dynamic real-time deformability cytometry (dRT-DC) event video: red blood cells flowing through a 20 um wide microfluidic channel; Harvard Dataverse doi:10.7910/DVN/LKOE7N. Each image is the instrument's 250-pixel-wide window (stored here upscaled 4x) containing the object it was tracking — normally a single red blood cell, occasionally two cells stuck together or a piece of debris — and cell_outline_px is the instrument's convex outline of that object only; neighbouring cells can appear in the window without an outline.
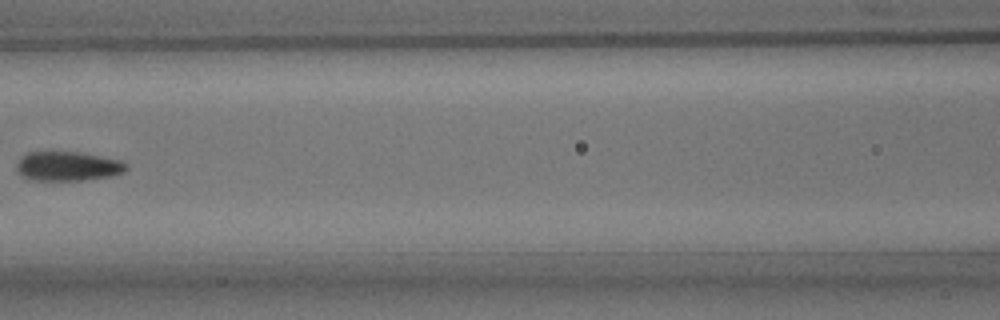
{"species": "common noctule bat (a hibernating species)", "species_latin": "Nyctalus noctula", "temperature_condition": "room temperature", "stored_images_in_passage": 7, "camera_frame_rate_fps": 3000, "um_per_image_px": 0.085, "animal": {"sex": "male", "body_mass_g": 15.6}, "frame": {"image": 1, "passage_image": 6, "time_ms": 6.0, "image_size_px": [1000, 320], "cell_outline_px": [[128, 168], [124, 172], [112, 176], [84, 180], [28, 180], [20, 176], [16, 168], [16, 164], [20, 156], [28, 152], [80, 152], [120, 160], [128, 164]], "centroid_in_image_um": [5.74, 14.13], "position_along_channel_um": 160.9, "area_um2": 19.02}}
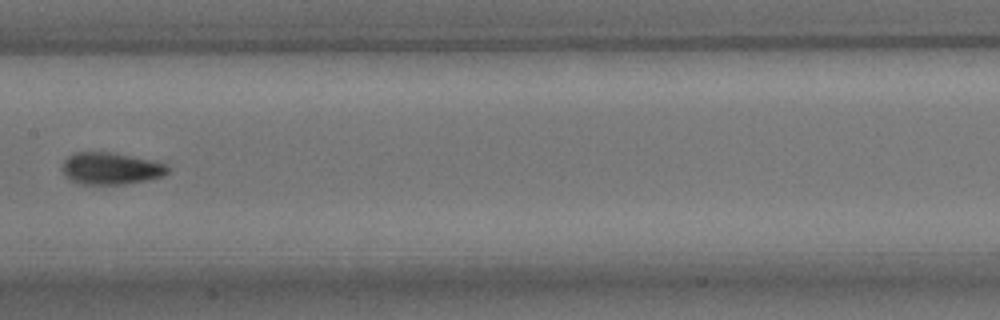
{"frame": {"image": 2, "passage_image": 7, "time_ms": 7.0, "image_size_px": [1000, 320], "cell_outline_px": [[168, 172], [164, 176], [148, 180], [124, 184], [80, 184], [64, 176], [64, 160], [72, 152], [112, 152], [152, 160], [164, 164], [168, 168]], "centroid_in_image_um": [9.42, 14.32], "position_along_channel_um": 198.0, "area_um2": 19.59}}